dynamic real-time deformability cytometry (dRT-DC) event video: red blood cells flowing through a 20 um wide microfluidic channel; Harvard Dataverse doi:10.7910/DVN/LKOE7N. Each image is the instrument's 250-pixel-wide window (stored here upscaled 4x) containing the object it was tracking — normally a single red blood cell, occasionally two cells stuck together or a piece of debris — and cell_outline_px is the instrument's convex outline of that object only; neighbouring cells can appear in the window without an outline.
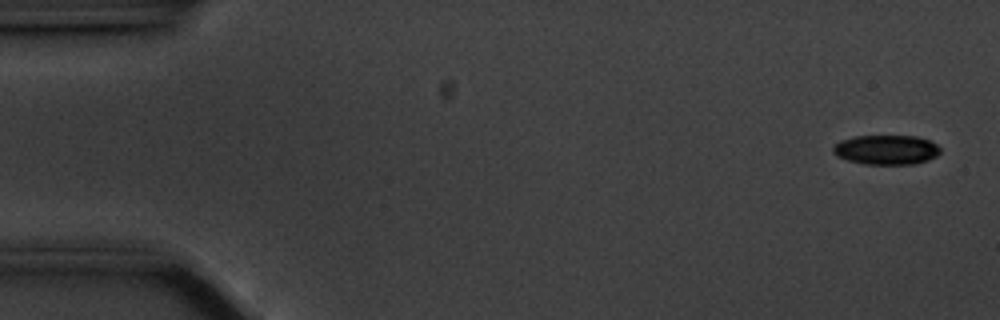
{"species": "common noctule bat (a hibernating species)", "species_latin": "Nyctalus noctula", "temperature_condition": "cold", "stored_images_in_passage": 16, "camera_frame_rate_fps": 3000, "um_per_image_px": 0.085, "animal": {"sex": "male", "body_mass_g": 20.1, "forearm_length_mm": 53.5}, "frame": {"image": 1, "passage_image": 1, "time_ms": 0.0, "image_size_px": [1000, 320], "cell_outline_px": [[940, 152], [936, 156], [928, 160], [912, 164], [864, 164], [848, 160], [836, 156], [832, 152], [832, 148], [840, 140], [856, 136], [916, 136], [928, 140], [936, 144], [940, 148]], "centroid_in_image_um": [75.32, 12.73], "position_along_channel_um": 9.7, "area_um2": 18.44}}
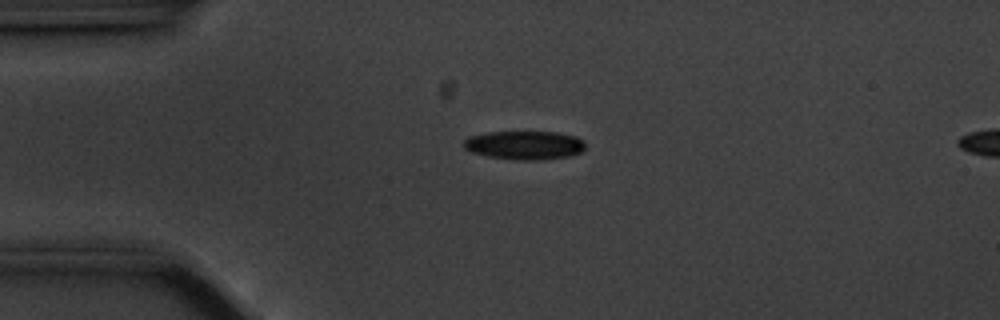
{"frame": {"image": 2, "passage_image": 12, "time_ms": 3.667, "image_size_px": [1000, 320], "cell_outline_px": [[584, 148], [580, 152], [572, 156], [540, 160], [520, 160], [488, 156], [472, 152], [464, 148], [464, 140], [468, 136], [488, 132], [556, 132], [576, 136], [584, 140]], "centroid_in_image_um": [44.6, 12.34], "position_along_channel_um": 40.4, "area_um2": 20.35}}